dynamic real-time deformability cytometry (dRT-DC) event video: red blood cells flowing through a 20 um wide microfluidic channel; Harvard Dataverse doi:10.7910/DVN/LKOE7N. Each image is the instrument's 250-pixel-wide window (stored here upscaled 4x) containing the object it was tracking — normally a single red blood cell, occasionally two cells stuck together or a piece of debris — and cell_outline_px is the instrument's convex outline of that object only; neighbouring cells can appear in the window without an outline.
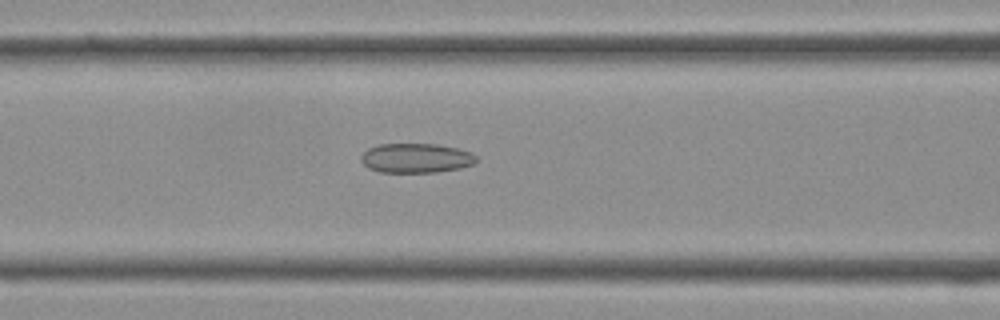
{"species": "Egyptian fruit bat (a non-hibernating species)", "species_latin": "Rousettus aegyptiacus", "temperature_condition": "cold", "stored_images_in_passage": 37, "camera_frame_rate_fps": 3000, "um_per_image_px": 0.085, "frame": {"image": 1, "passage_image": 14, "time_ms": 4.333, "image_size_px": [1000, 320], "cell_outline_px": [[476, 164], [460, 168], [436, 172], [380, 172], [368, 168], [360, 160], [360, 156], [368, 148], [380, 144], [436, 144], [456, 148], [472, 152], [476, 156]], "centroid_in_image_um": [35.37, 13.44], "position_along_channel_um": 131.2, "area_um2": 19.88}}
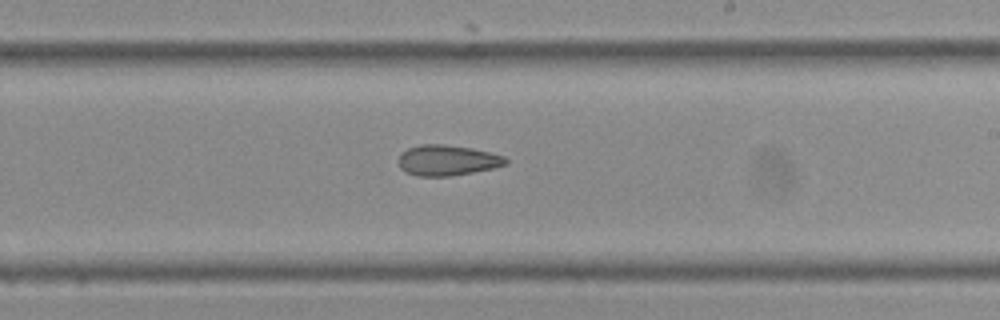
{"frame": {"image": 2, "passage_image": 21, "time_ms": 6.667, "image_size_px": [1000, 320], "cell_outline_px": [[508, 164], [492, 168], [472, 172], [448, 176], [416, 176], [404, 172], [400, 168], [400, 152], [408, 148], [420, 144], [444, 144], [472, 148], [492, 152], [504, 156], [508, 160]], "centroid_in_image_um": [38.02, 13.62], "position_along_channel_um": 251.0, "area_um2": 19.19}}
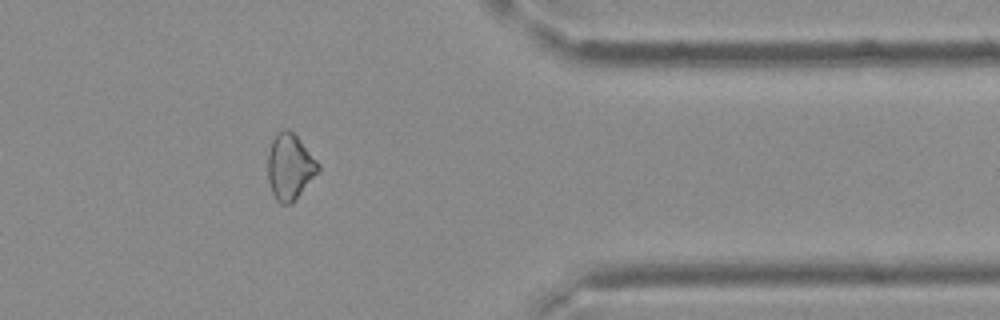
{"frame": {"image": 3, "passage_image": 30, "time_ms": 9.667, "image_size_px": [1000, 320], "cell_outline_px": [[320, 172], [292, 204], [280, 204], [276, 200], [272, 192], [268, 180], [268, 152], [272, 140], [284, 128], [288, 128], [296, 136], [320, 164]], "centroid_in_image_um": [24.65, 14.22], "position_along_channel_um": 386.7, "area_um2": 19.42}}